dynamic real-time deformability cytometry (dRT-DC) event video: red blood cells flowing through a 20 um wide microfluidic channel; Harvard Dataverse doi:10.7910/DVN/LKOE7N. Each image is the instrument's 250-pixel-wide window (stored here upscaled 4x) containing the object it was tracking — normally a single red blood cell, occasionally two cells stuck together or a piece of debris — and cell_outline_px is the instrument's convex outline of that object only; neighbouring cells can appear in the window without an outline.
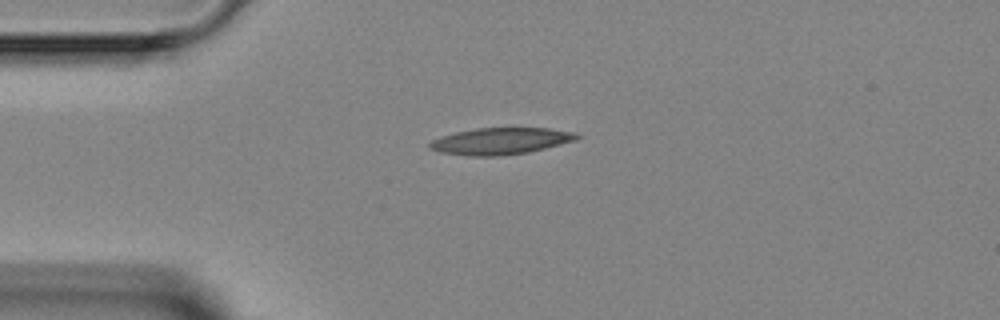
{"species": "Egyptian fruit bat (a non-hibernating species)", "species_latin": "Rousettus aegyptiacus", "temperature_condition": "room temperature", "stored_images_in_passage": 2, "camera_frame_rate_fps": 3000, "um_per_image_px": 0.085, "animal": {"sex": "female"}, "frame": {"image": 1, "passage_image": 1, "time_ms": 0.0, "image_size_px": [1000, 320], "cell_outline_px": [[580, 136], [576, 140], [528, 152], [500, 156], [468, 156], [440, 152], [428, 148], [428, 144], [432, 140], [456, 132], [476, 128], [548, 128], [576, 132]], "centroid_in_image_um": [42.55, 11.99], "position_along_channel_um": 42.5, "area_um2": 22.77}}
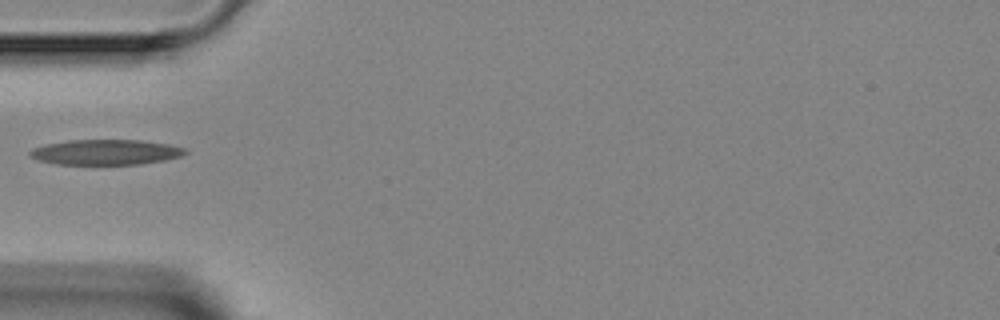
{"frame": {"image": 2, "passage_image": 2, "time_ms": 1.333, "image_size_px": [1000, 320], "cell_outline_px": [[188, 152], [180, 156], [164, 160], [140, 164], [56, 164], [36, 160], [28, 156], [28, 152], [32, 148], [44, 144], [68, 140], [140, 140], [168, 144], [184, 148]], "centroid_in_image_um": [8.91, 12.93], "position_along_channel_um": 76.1, "area_um2": 22.95}}